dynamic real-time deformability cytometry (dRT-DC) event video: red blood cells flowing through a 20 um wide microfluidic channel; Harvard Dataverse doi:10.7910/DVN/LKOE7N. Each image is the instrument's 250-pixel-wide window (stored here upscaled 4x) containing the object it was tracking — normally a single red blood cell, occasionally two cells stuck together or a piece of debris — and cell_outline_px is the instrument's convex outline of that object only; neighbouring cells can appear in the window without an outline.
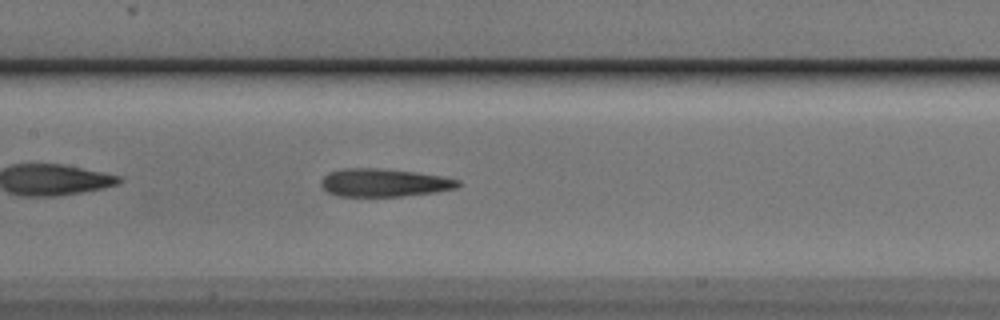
{"species": "Egyptian fruit bat (a non-hibernating species)", "species_latin": "Rousettus aegyptiacus", "temperature_condition": "cold", "stored_images_in_passage": 36, "camera_frame_rate_fps": 3000, "um_per_image_px": 0.085, "animal": {"sex": "male"}, "frame": {"image": 1, "passage_image": 11, "time_ms": 3.333, "image_size_px": [1000, 320], "cell_outline_px": [[460, 184], [456, 188], [436, 192], [404, 196], [340, 196], [328, 192], [320, 184], [320, 180], [328, 172], [344, 168], [376, 168], [416, 172], [440, 176], [460, 180]], "centroid_in_image_um": [32.63, 15.52], "position_along_channel_um": 174.8, "area_um2": 22.31}}